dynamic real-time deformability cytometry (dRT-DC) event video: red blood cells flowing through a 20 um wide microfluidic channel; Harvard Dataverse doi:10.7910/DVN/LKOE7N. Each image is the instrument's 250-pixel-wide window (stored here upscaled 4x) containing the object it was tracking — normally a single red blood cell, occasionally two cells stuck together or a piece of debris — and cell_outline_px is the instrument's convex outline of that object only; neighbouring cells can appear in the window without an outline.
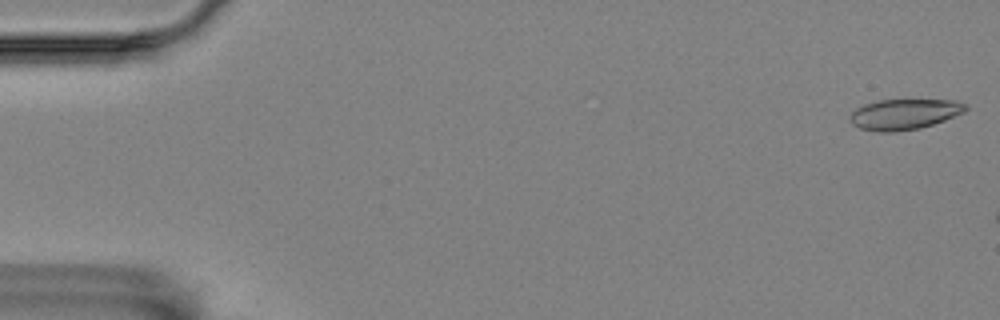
{"species": "Egyptian fruit bat (a non-hibernating species)", "species_latin": "Rousettus aegyptiacus", "temperature_condition": "room temperature", "stored_images_in_passage": 11, "camera_frame_rate_fps": 3000, "um_per_image_px": 0.085, "animal": {"sex": "female"}, "frame": {"image": 1, "passage_image": 1, "time_ms": 0.0, "image_size_px": [1000, 320], "cell_outline_px": [[968, 108], [964, 112], [944, 120], [920, 128], [892, 132], [880, 132], [860, 128], [852, 124], [852, 112], [856, 108], [864, 104], [880, 100], [956, 100], [968, 104]], "centroid_in_image_um": [76.9, 9.7], "position_along_channel_um": 8.1, "area_um2": 20.4}}